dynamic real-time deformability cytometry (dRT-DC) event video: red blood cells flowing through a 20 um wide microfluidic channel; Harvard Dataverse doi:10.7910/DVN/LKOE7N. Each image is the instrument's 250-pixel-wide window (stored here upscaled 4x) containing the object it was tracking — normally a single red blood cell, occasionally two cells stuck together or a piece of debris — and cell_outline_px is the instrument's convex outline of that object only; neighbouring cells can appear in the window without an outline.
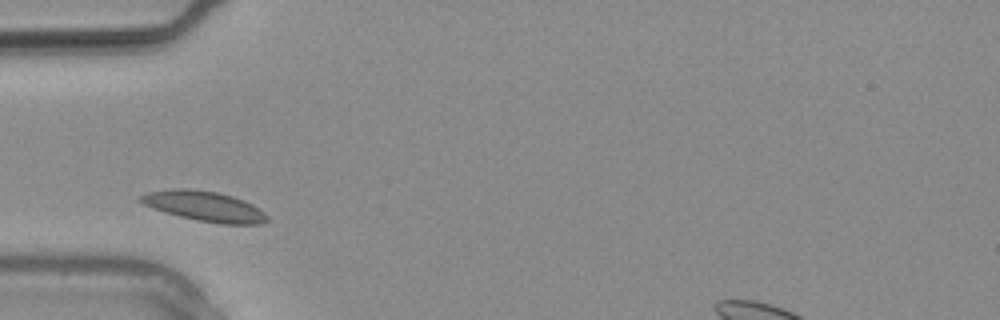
{"species": "common noctule bat (a hibernating species)", "species_latin": "Nyctalus noctula", "temperature_condition": "warm", "stored_images_in_passage": 4, "camera_frame_rate_fps": 3000, "um_per_image_px": 0.085, "animal": {"sex": "male", "body_mass_g": 20.4}, "frame": {"image": 1, "passage_image": 1, "time_ms": 0.0, "image_size_px": [1000, 320], "cell_outline_px": [[268, 220], [260, 224], [224, 224], [196, 220], [164, 212], [152, 208], [136, 200], [140, 196], [148, 192], [176, 188], [192, 188], [216, 192], [232, 196], [244, 200], [252, 204], [264, 212], [268, 216]], "centroid_in_image_um": [17.36, 17.52], "position_along_channel_um": 67.6, "area_um2": 22.2}}